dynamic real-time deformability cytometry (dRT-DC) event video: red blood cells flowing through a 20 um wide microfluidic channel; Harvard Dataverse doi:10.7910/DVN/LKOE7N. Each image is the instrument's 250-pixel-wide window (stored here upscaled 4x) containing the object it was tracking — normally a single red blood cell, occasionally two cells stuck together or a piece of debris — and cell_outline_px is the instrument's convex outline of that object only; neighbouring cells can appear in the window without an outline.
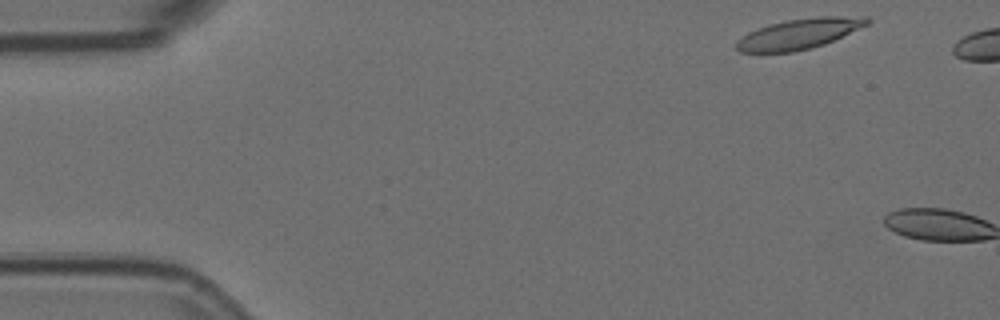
{"species": "Egyptian fruit bat (a non-hibernating species)", "species_latin": "Rousettus aegyptiacus", "temperature_condition": "room temperature", "stored_images_in_passage": 2, "camera_frame_rate_fps": 3000, "um_per_image_px": 0.085, "animal": {"sex": "female"}, "frame": {"image": 1, "passage_image": 1, "time_ms": 0.0, "image_size_px": [1000, 320], "cell_outline_px": [[872, 20], [868, 24], [824, 44], [812, 48], [792, 52], [740, 52], [736, 48], [736, 40], [748, 32], [768, 24], [788, 20], [816, 16], [868, 16]], "centroid_in_image_um": [67.93, 2.86], "position_along_channel_um": 17.1, "area_um2": 23.12}}